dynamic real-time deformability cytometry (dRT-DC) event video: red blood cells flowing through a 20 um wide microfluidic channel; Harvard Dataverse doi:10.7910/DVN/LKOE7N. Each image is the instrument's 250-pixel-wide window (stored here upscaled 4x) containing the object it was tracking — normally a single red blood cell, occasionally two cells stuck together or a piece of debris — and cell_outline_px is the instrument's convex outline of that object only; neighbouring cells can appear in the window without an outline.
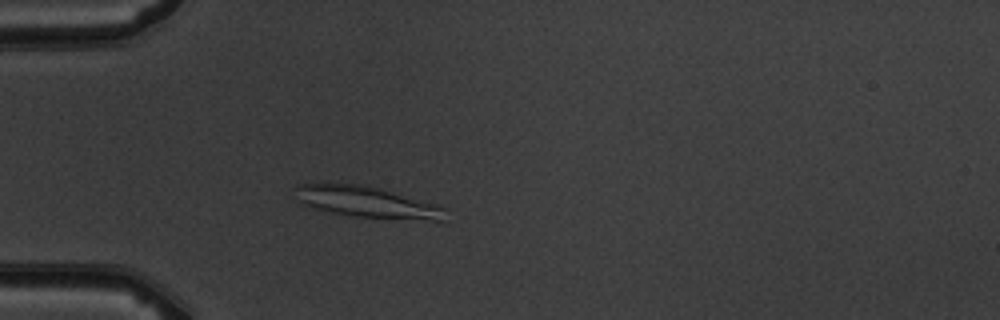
{"species": "common noctule bat (a hibernating species)", "species_latin": "Nyctalus noctula", "temperature_condition": "warm", "stored_images_in_passage": 3, "camera_frame_rate_fps": 3000, "um_per_image_px": 0.085, "animal": {"sex": "male", "body_mass_g": 19.5, "forearm_length_mm": 54.6}, "frame": {"image": 1, "passage_image": 3, "time_ms": 3.333, "image_size_px": [1000, 320], "cell_outline_px": [[448, 208], [444, 220], [432, 220], [352, 216], [332, 212], [316, 208], [304, 204], [300, 200], [296, 188], [296, 184], [368, 184], [436, 204]], "centroid_in_image_um": [31.28, 17.16], "position_along_channel_um": 53.7, "area_um2": 26.88}}